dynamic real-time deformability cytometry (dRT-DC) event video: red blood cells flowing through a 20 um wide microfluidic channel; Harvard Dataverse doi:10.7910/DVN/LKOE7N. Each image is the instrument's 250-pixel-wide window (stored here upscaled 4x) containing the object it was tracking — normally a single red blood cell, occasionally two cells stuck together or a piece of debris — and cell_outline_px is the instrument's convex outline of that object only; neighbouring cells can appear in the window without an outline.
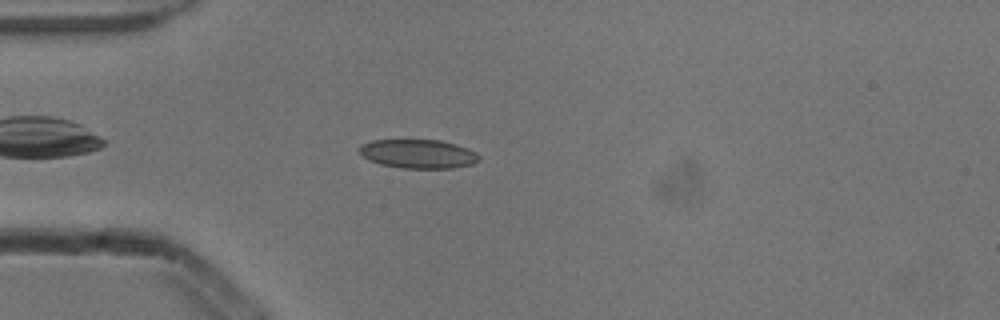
{"species": "common noctule bat (a hibernating species)", "species_latin": "Nyctalus noctula", "temperature_condition": "cold", "stored_images_in_passage": 44, "camera_frame_rate_fps": 3000, "um_per_image_px": 0.085, "animal": {"sex": "male", "body_mass_g": 13.3}, "frame": {"image": 1, "passage_image": 6, "time_ms": 1.667, "image_size_px": [1000, 320], "cell_outline_px": [[480, 160], [472, 164], [452, 168], [400, 168], [380, 164], [368, 160], [360, 152], [360, 144], [372, 140], [440, 140], [456, 144], [468, 148], [476, 152], [480, 156]], "centroid_in_image_um": [35.56, 13.08], "position_along_channel_um": 49.4, "area_um2": 20.23}}
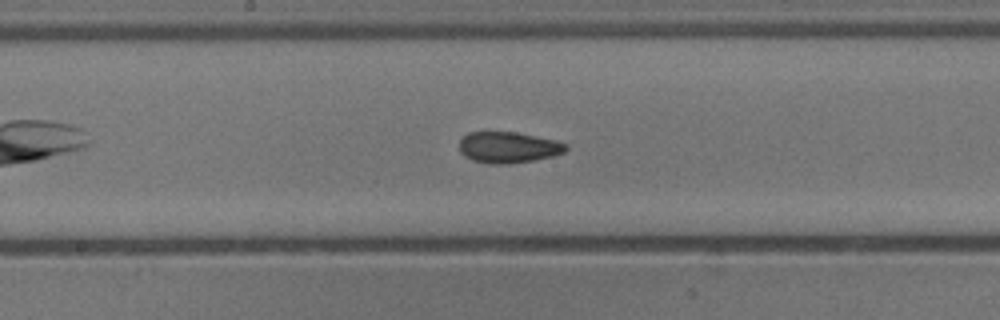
{"frame": {"image": 2, "passage_image": 19, "time_ms": 6.0, "image_size_px": [1000, 320], "cell_outline_px": [[568, 148], [564, 152], [552, 156], [532, 160], [508, 164], [488, 164], [472, 160], [464, 156], [460, 152], [460, 140], [468, 132], [516, 132], [556, 140], [568, 144]], "centroid_in_image_um": [43.2, 12.53], "position_along_channel_um": 205.0, "area_um2": 19.36}}
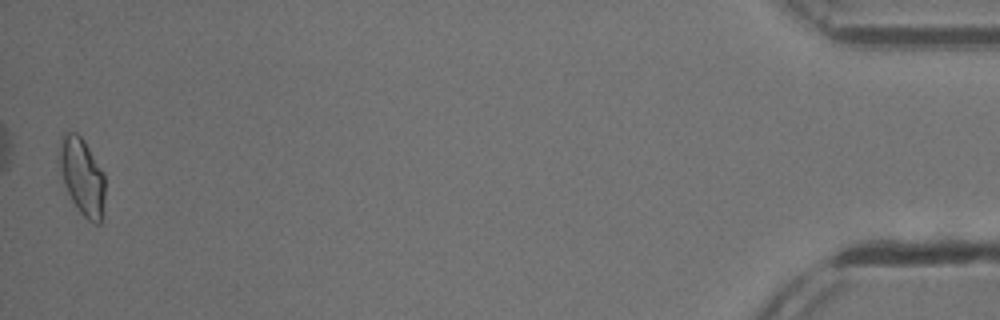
{"frame": {"image": 3, "passage_image": 44, "time_ms": 14.333, "image_size_px": [1000, 320], "cell_outline_px": [[104, 196], [100, 224], [92, 224], [80, 212], [72, 200], [68, 192], [64, 180], [60, 164], [60, 152], [64, 132], [76, 132], [84, 140], [104, 172]], "centroid_in_image_um": [7.02, 15.02], "position_along_channel_um": 428.2, "area_um2": 19.88}, "authors_computed_cell_mechanics": {"area_um2": 19.3919, "velocity_mm_per_s": 3.8462, "shape_relaxation_time_tau1_ms": null, "shape_relaxation_time_tau2_ms": 2.3854, "deformation_change_tau1": null, "deformation_change_tau2": 0.0712}}